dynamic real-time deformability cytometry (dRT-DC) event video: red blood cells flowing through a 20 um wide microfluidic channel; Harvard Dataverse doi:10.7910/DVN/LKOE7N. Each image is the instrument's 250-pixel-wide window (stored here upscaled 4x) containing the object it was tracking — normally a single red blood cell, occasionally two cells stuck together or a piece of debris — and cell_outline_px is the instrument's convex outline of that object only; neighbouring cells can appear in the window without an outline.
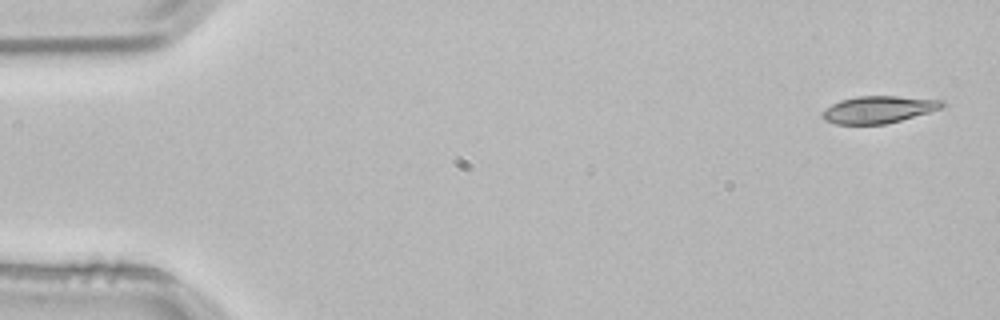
{"species": "common noctule bat (a hibernating species)", "species_latin": "Nyctalus noctula", "temperature_condition": "room temperature", "stored_images_in_passage": 4, "camera_frame_rate_fps": 3000, "um_per_image_px": 0.085, "animal": {"sex": "male", "body_mass_g": 21.5, "forearm_length_mm": 52.0}, "frame": {"image": 1, "passage_image": 1, "time_ms": 0.0, "image_size_px": [1000, 320], "cell_outline_px": [[944, 104], [940, 108], [928, 112], [900, 120], [884, 124], [836, 124], [824, 120], [820, 116], [820, 112], [832, 104], [840, 100], [856, 96], [896, 96], [944, 100]], "centroid_in_image_um": [74.6, 9.3], "position_along_channel_um": 10.4, "area_um2": 18.84}}
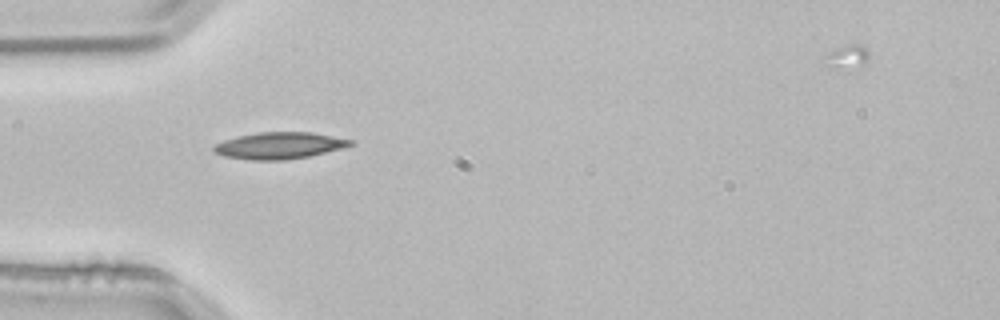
{"frame": {"image": 2, "passage_image": 4, "time_ms": 1.0, "image_size_px": [1000, 320], "cell_outline_px": [[356, 144], [308, 156], [284, 160], [252, 160], [224, 156], [212, 152], [212, 148], [216, 144], [224, 140], [240, 136], [260, 132], [312, 132], [356, 140]], "centroid_in_image_um": [23.76, 12.37], "position_along_channel_um": 61.2, "area_um2": 21.15}}